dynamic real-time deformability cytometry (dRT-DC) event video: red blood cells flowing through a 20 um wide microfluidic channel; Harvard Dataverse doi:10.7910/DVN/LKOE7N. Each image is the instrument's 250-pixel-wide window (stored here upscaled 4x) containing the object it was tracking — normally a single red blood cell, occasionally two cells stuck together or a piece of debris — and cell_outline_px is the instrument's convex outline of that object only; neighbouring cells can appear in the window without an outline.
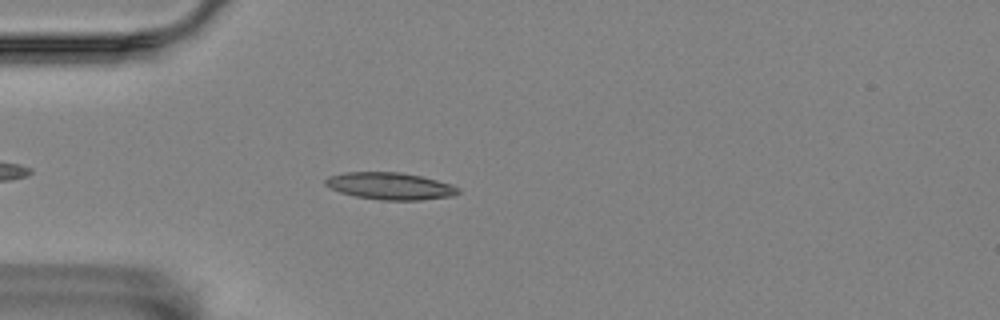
{"species": "Egyptian fruit bat (a non-hibernating species)", "species_latin": "Rousettus aegyptiacus", "temperature_condition": "room temperature", "stored_images_in_passage": 42, "camera_frame_rate_fps": 3000, "um_per_image_px": 0.085, "animal": {"sex": "female"}, "frame": {"image": 1, "passage_image": 7, "time_ms": 2.0, "image_size_px": [1000, 320], "cell_outline_px": [[460, 192], [456, 196], [420, 200], [380, 200], [356, 196], [340, 192], [328, 188], [324, 184], [324, 180], [328, 176], [344, 172], [400, 172], [420, 176], [452, 184], [460, 188]], "centroid_in_image_um": [33.16, 15.81], "position_along_channel_um": 51.8, "area_um2": 21.15}}
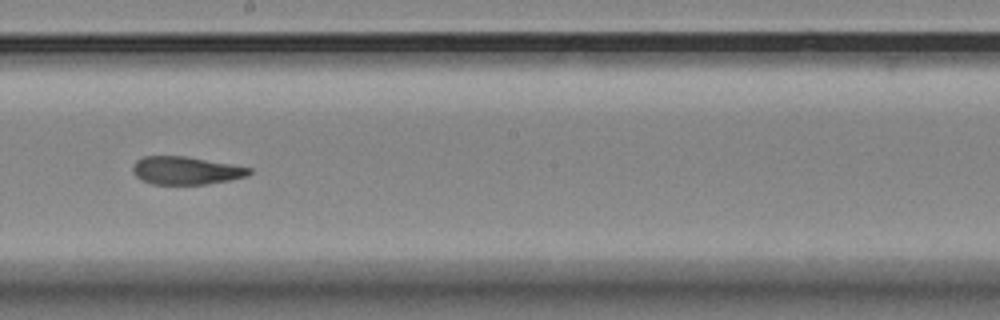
{"frame": {"image": 2, "passage_image": 23, "time_ms": 7.333, "image_size_px": [1000, 320], "cell_outline_px": [[252, 172], [248, 176], [208, 184], [152, 184], [140, 180], [132, 172], [132, 168], [136, 160], [144, 156], [184, 156], [252, 168]], "centroid_in_image_um": [15.77, 14.5], "position_along_channel_um": 232.4, "area_um2": 18.9}}
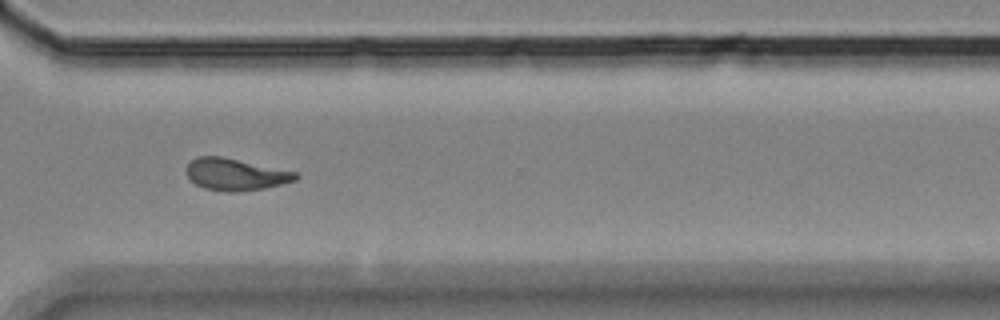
{"frame": {"image": 3, "passage_image": 33, "time_ms": 10.667, "image_size_px": [1000, 320], "cell_outline_px": [[300, 176], [296, 180], [264, 188], [236, 192], [224, 192], [204, 188], [196, 184], [184, 172], [184, 168], [196, 156], [220, 156], [296, 172]], "centroid_in_image_um": [19.97, 14.82], "position_along_channel_um": 350.6, "area_um2": 20.23}, "authors_computed_cell_mechanics": {"area_um2": 20.0855, "velocity_mm_per_s": 3.548, "shape_relaxation_time_tau1_ms": 10.0878, "shape_relaxation_time_tau2_ms": 2.6933, "deformation_change_tau1": 0.2424, "deformation_change_tau2": 0.1099}}